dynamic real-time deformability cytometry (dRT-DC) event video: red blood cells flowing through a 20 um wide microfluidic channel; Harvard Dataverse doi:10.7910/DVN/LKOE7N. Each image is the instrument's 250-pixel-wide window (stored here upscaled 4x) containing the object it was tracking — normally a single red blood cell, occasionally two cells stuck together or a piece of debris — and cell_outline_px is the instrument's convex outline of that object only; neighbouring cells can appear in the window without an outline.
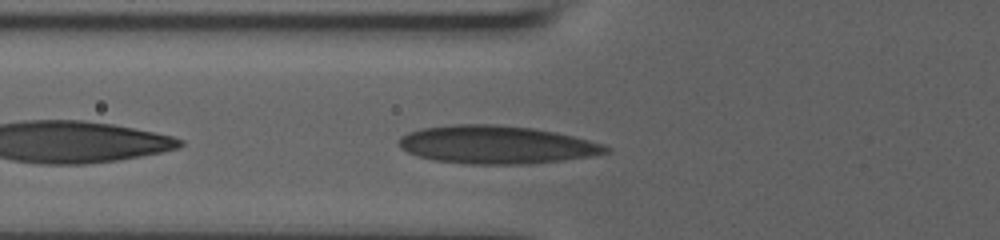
{"species": "human", "species_latin": "Homo sapiens", "temperature_condition": "room temperature", "stored_images_in_passage": 27, "camera_frame_rate_fps": 3000, "um_per_image_px": 0.085, "donor": {"sex": "male"}, "frame": {"image": 1, "passage_image": 7, "time_ms": 1.0, "image_size_px": [1000, 240], "cell_outline_px": [[612, 148], [608, 152], [592, 156], [564, 160], [528, 164], [468, 164], [432, 160], [408, 152], [400, 148], [400, 136], [408, 132], [420, 128], [452, 124], [496, 124], [532, 128], [556, 132], [588, 140]], "centroid_in_image_um": [42.18, 12.3], "position_along_channel_um": 83.6, "area_um2": 45.89}}
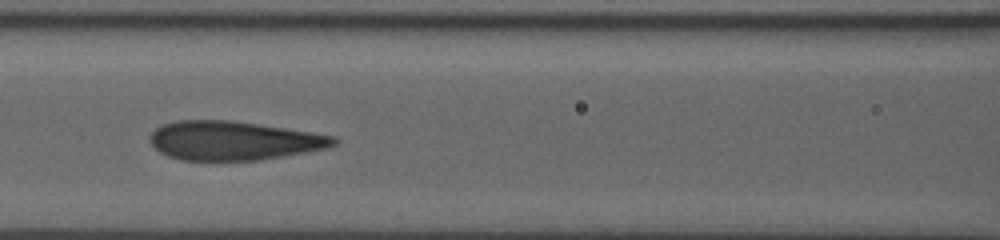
{"frame": {"image": 2, "passage_image": 19, "time_ms": 2.667, "image_size_px": [1000, 240], "cell_outline_px": [[340, 140], [336, 144], [328, 148], [308, 152], [260, 160], [180, 160], [168, 156], [160, 152], [152, 144], [152, 132], [156, 128], [164, 124], [176, 120], [232, 120], [260, 124], [312, 132], [336, 136]], "centroid_in_image_um": [19.92, 11.95], "position_along_channel_um": 146.7, "area_um2": 41.79}}
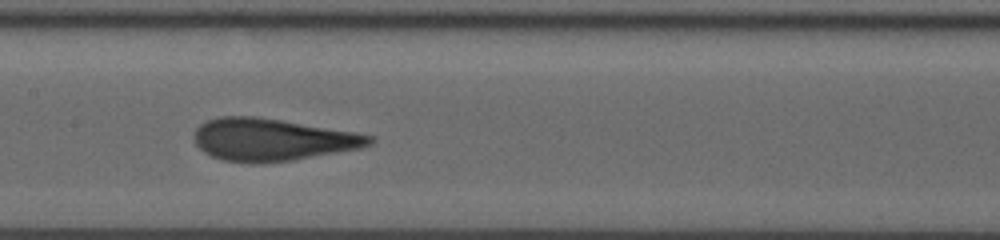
{"frame": {"image": 3, "passage_image": 26, "time_ms": 3.667, "image_size_px": [1000, 240], "cell_outline_px": [[376, 140], [372, 144], [360, 148], [292, 160], [260, 164], [220, 160], [204, 152], [196, 144], [196, 128], [200, 124], [208, 120], [220, 116], [252, 116], [280, 120], [376, 136]], "centroid_in_image_um": [23.13, 11.88], "position_along_channel_um": 184.3, "area_um2": 42.89}}